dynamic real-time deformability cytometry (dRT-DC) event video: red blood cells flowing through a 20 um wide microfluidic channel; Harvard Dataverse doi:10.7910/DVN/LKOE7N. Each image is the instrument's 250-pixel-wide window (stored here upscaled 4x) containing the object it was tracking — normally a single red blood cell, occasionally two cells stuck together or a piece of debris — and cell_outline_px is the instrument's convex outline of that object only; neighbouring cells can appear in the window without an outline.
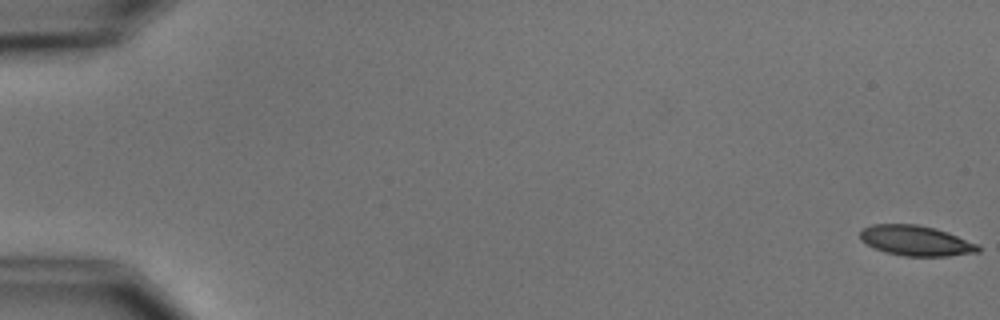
{"species": "common noctule bat (a hibernating species)", "species_latin": "Nyctalus noctula", "temperature_condition": "cold", "stored_images_in_passage": 5, "camera_frame_rate_fps": 3000, "um_per_image_px": 0.085, "animal": {"sex": "male", "body_mass_g": 15.6}, "frame": {"image": 1, "passage_image": 1, "time_ms": 0.0, "image_size_px": [1000, 320], "cell_outline_px": [[980, 252], [948, 256], [904, 256], [884, 252], [860, 240], [860, 232], [864, 228], [872, 224], [916, 224], [936, 228], [948, 232], [976, 244], [980, 248]], "centroid_in_image_um": [77.84, 20.45], "position_along_channel_um": 7.2, "area_um2": 20.69}}
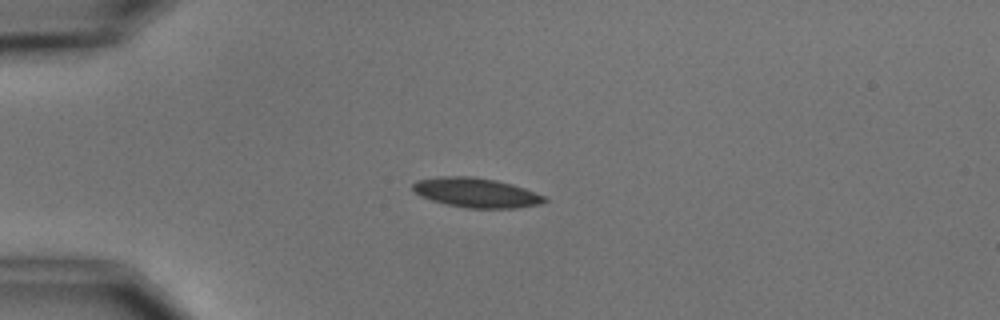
{"frame": {"image": 2, "passage_image": 5, "time_ms": 4.667, "image_size_px": [1000, 320], "cell_outline_px": [[548, 200], [540, 204], [516, 208], [468, 208], [448, 204], [432, 200], [420, 196], [412, 188], [412, 184], [416, 180], [440, 176], [472, 176], [496, 180], [512, 184], [524, 188], [544, 196]], "centroid_in_image_um": [40.46, 16.37], "position_along_channel_um": 44.5, "area_um2": 22.6}}